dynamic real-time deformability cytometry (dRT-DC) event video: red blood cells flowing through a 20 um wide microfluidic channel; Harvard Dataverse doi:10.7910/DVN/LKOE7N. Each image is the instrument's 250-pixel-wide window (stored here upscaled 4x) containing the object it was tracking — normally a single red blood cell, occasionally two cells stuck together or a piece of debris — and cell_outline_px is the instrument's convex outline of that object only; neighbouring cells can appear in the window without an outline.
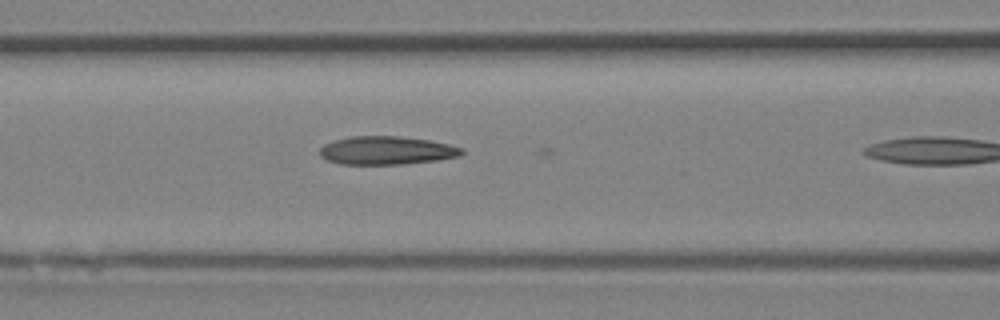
{"species": "Egyptian fruit bat (a non-hibernating species)", "species_latin": "Rousettus aegyptiacus", "temperature_condition": "room temperature", "stored_images_in_passage": 5, "camera_frame_rate_fps": 3000, "um_per_image_px": 0.085, "animal": {"sex": "female"}, "frame": {"image": 1, "passage_image": 4, "time_ms": 1.0, "image_size_px": [1000, 320], "cell_outline_px": [[464, 152], [460, 156], [436, 160], [400, 164], [340, 164], [328, 160], [320, 156], [320, 148], [324, 144], [336, 140], [352, 136], [396, 136], [428, 140], [448, 144], [464, 148]], "centroid_in_image_um": [32.86, 12.79], "position_along_channel_um": 133.7, "area_um2": 23.24}}